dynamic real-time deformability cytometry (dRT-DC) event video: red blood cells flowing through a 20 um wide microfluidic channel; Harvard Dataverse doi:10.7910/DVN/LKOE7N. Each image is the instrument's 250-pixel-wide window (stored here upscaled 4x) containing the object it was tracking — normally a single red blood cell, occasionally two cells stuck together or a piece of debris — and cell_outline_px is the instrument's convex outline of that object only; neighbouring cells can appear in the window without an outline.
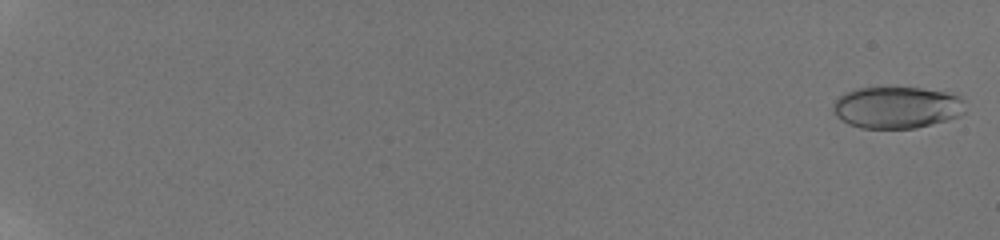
{"species": "human", "species_latin": "Homo sapiens", "temperature_condition": "room temperature", "stored_images_in_passage": 58, "camera_frame_rate_fps": 3000, "um_per_image_px": 0.085, "donor": {"sex": "male"}, "frame": {"image": 1, "passage_image": 2, "time_ms": 0.333, "image_size_px": [1000, 240], "cell_outline_px": [[964, 112], [960, 116], [948, 120], [916, 128], [860, 128], [848, 124], [836, 116], [832, 108], [832, 104], [836, 96], [844, 92], [856, 88], [920, 88], [944, 92], [956, 96], [964, 100]], "centroid_in_image_um": [76.17, 9.14], "position_along_channel_um": 8.8, "area_um2": 32.31}}
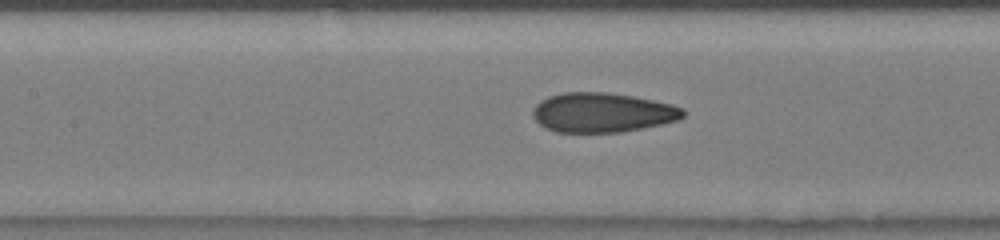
{"frame": {"image": 2, "passage_image": 32, "time_ms": 10.333, "image_size_px": [1000, 240], "cell_outline_px": [[684, 116], [680, 120], [620, 132], [556, 132], [544, 128], [532, 116], [532, 112], [536, 104], [540, 100], [548, 96], [564, 92], [608, 92], [632, 96], [672, 104], [684, 108]], "centroid_in_image_um": [51.18, 9.56], "position_along_channel_um": 156.2, "area_um2": 34.68}}
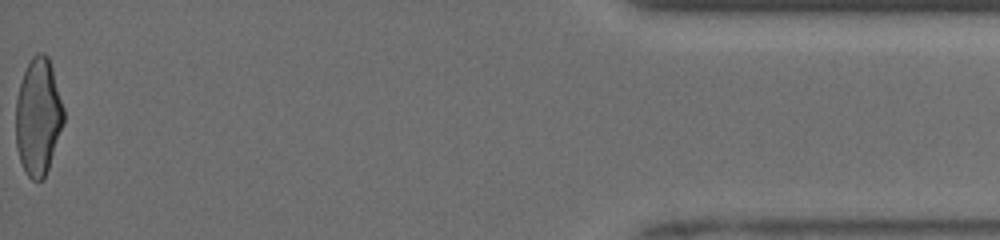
{"frame": {"image": 3, "passage_image": 58, "time_ms": 19.0, "image_size_px": [1000, 240], "cell_outline_px": [[64, 124], [44, 180], [32, 180], [24, 172], [16, 148], [16, 96], [24, 72], [32, 56], [36, 52], [44, 52], [48, 56], [52, 68], [64, 108]], "centroid_in_image_um": [3.25, 9.94], "position_along_channel_um": 432.0, "area_um2": 32.89}, "authors_computed_cell_mechanics": {"area_um2": 33.2928, "velocity_mm_per_s": 3.9687, "shape_relaxation_time_tau1_ms": null, "shape_relaxation_time_tau2_ms": 0.8687, "deformation_change_tau1": null, "deformation_change_tau2": 0.0842}}